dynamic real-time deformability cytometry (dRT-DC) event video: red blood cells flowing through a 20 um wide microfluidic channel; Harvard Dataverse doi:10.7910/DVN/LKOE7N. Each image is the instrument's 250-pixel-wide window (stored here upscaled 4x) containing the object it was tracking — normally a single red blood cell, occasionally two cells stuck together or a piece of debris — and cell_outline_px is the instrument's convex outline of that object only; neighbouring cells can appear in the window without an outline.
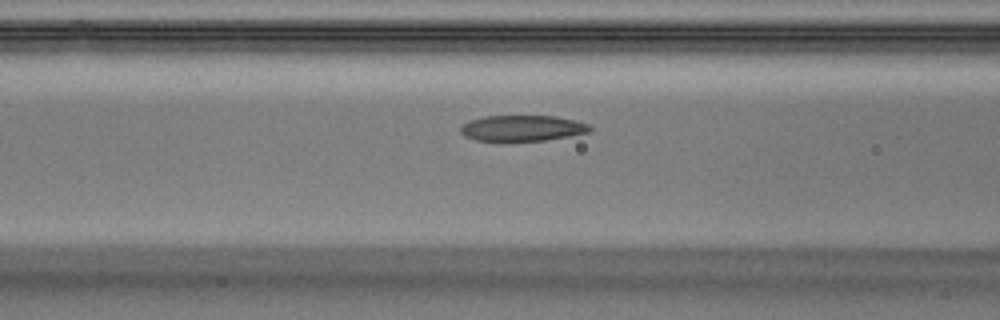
{"species": "Egyptian fruit bat (a non-hibernating species)", "species_latin": "Rousettus aegyptiacus", "temperature_condition": "warm", "stored_images_in_passage": 5, "camera_frame_rate_fps": 3000, "um_per_image_px": 0.085, "animal": {"sex": "male"}, "frame": {"image": 1, "passage_image": 5, "time_ms": 1.333, "image_size_px": [1000, 320], "cell_outline_px": [[592, 128], [588, 132], [568, 136], [544, 140], [476, 140], [464, 136], [460, 132], [460, 124], [468, 120], [484, 116], [556, 116], [588, 124]], "centroid_in_image_um": [44.32, 10.88], "position_along_channel_um": 122.3, "area_um2": 19.25}}